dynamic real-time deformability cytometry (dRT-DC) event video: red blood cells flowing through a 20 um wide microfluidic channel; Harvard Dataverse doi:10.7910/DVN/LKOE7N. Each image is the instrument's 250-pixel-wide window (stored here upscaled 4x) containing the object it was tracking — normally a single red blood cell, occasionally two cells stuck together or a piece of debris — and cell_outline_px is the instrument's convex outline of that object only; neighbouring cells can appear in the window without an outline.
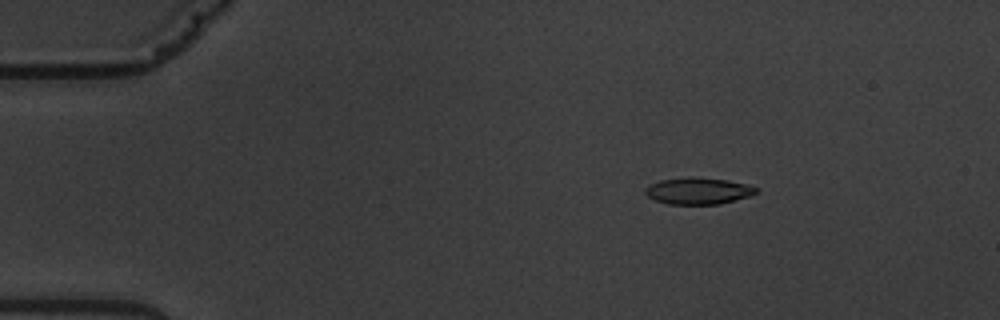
{"species": "common noctule bat (a hibernating species)", "species_latin": "Nyctalus noctula", "temperature_condition": "warm", "stored_images_in_passage": 5, "camera_frame_rate_fps": 3000, "um_per_image_px": 0.085, "animal": {"sex": "male", "body_mass_g": 19.5, "forearm_length_mm": 54.6}, "frame": {"image": 1, "passage_image": 3, "time_ms": 2.0, "image_size_px": [1000, 320], "cell_outline_px": [[760, 192], [752, 196], [720, 204], [668, 204], [656, 200], [648, 196], [644, 192], [644, 188], [648, 184], [660, 180], [728, 180], [748, 184], [756, 188]], "centroid_in_image_um": [59.4, 16.28], "position_along_channel_um": 25.6, "area_um2": 16.53}}